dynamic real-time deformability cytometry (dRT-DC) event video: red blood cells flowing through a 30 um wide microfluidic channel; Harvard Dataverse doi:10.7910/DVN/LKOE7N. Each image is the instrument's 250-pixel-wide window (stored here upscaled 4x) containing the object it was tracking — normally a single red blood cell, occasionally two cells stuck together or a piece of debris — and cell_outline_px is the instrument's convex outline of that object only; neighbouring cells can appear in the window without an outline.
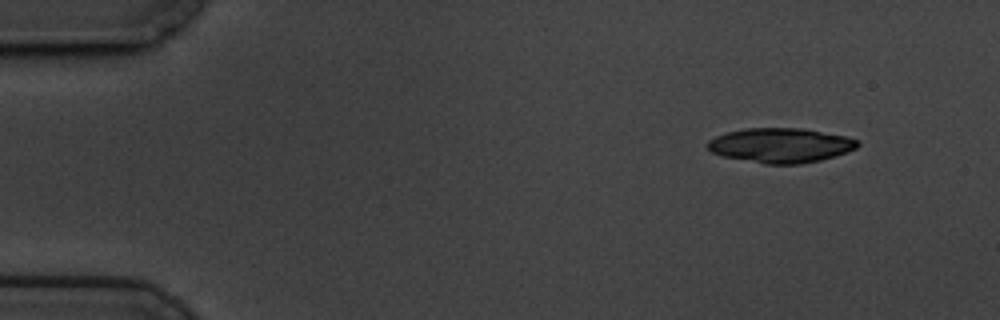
{"species": "common noctule bat (a hibernating species)", "species_latin": "Nyctalus noctula", "temperature_condition": "cold", "stored_images_in_passage": 4, "camera_frame_rate_fps": 3000, "um_per_image_px": 0.085, "animal": {"sex": "male", "body_mass_g": 19.5, "forearm_length_mm": 54.6}, "frame": {"image": 1, "passage_image": 1, "time_ms": 0.0, "image_size_px": [1000, 320], "cell_outline_px": [[860, 144], [856, 148], [836, 156], [820, 160], [800, 164], [764, 164], [724, 156], [712, 152], [704, 144], [708, 140], [716, 136], [728, 132], [744, 128], [800, 128], [848, 136], [860, 140]], "centroid_in_image_um": [66.37, 12.35], "position_along_channel_um": 18.6, "area_um2": 30.4}}